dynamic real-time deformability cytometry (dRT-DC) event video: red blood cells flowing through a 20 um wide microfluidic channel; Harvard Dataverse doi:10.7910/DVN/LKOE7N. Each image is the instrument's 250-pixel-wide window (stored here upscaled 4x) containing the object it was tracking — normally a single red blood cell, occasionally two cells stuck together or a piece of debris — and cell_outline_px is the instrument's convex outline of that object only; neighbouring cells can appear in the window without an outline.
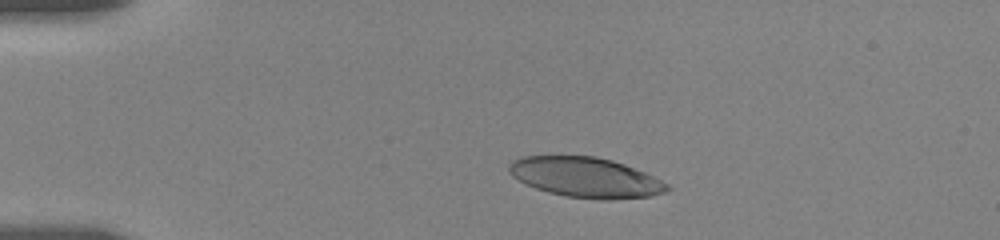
{"species": "human", "species_latin": "Homo sapiens", "temperature_condition": "room temperature", "stored_images_in_passage": 17, "camera_frame_rate_fps": 3000, "um_per_image_px": 0.085, "donor": {"sex": "female"}, "frame": {"image": 1, "passage_image": 6, "time_ms": 2.667, "image_size_px": [1000, 240], "cell_outline_px": [[672, 188], [664, 192], [652, 196], [612, 200], [600, 200], [564, 196], [548, 192], [536, 188], [512, 176], [508, 168], [508, 164], [512, 160], [520, 156], [596, 156], [612, 160], [624, 164], [644, 172], [668, 184]], "centroid_in_image_um": [49.78, 15.08], "position_along_channel_um": 35.2, "area_um2": 36.99}}
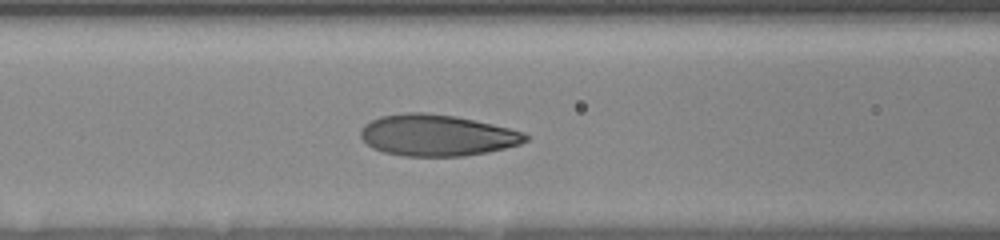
{"frame": {"image": 2, "passage_image": 14, "time_ms": 6.667, "image_size_px": [1000, 240], "cell_outline_px": [[528, 140], [520, 144], [488, 152], [464, 156], [404, 156], [384, 152], [372, 148], [360, 136], [360, 132], [364, 124], [380, 116], [404, 112], [424, 112], [456, 116], [492, 124], [524, 132], [528, 136]], "centroid_in_image_um": [37.13, 11.49], "position_along_channel_um": 129.5, "area_um2": 39.77}}
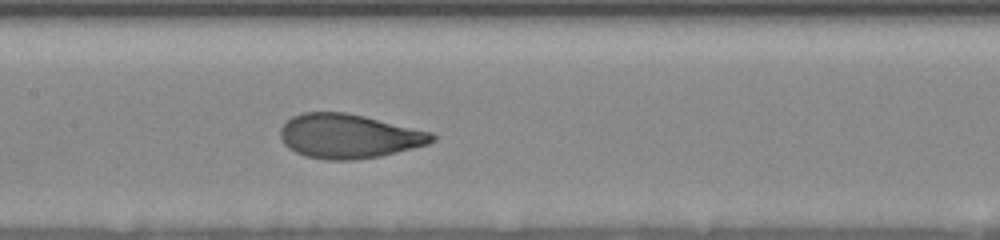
{"frame": {"image": 3, "passage_image": 17, "time_ms": 8.0, "image_size_px": [1000, 240], "cell_outline_px": [[436, 140], [428, 144], [380, 156], [352, 160], [328, 160], [304, 156], [288, 148], [280, 140], [280, 128], [292, 116], [304, 112], [344, 112], [364, 116], [432, 132], [436, 136]], "centroid_in_image_um": [29.63, 11.57], "position_along_channel_um": 177.8, "area_um2": 39.13}}